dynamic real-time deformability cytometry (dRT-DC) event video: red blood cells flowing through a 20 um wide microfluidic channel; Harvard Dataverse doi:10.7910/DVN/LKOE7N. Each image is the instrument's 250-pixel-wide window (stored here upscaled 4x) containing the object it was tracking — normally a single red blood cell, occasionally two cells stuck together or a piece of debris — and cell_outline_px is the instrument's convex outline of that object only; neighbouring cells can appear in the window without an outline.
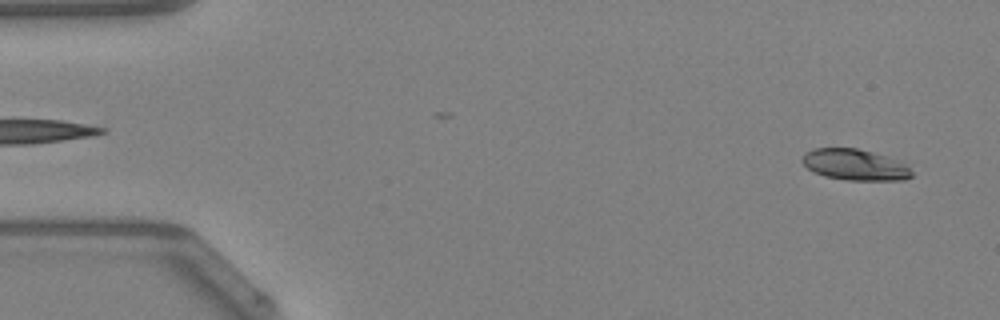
{"species": "Egyptian fruit bat (a non-hibernating species)", "species_latin": "Rousettus aegyptiacus", "temperature_condition": "warm", "stored_images_in_passage": 48, "camera_frame_rate_fps": 3000, "um_per_image_px": 0.085, "animal": {"sex": "female"}, "frame": {"image": 1, "passage_image": 3, "time_ms": 0.667, "image_size_px": [1000, 320], "cell_outline_px": [[912, 176], [904, 180], [848, 180], [824, 176], [808, 168], [800, 160], [804, 152], [816, 148], [856, 148], [888, 156], [908, 164], [912, 172]], "centroid_in_image_um": [72.69, 14.0], "position_along_channel_um": 12.3, "area_um2": 19.94}}
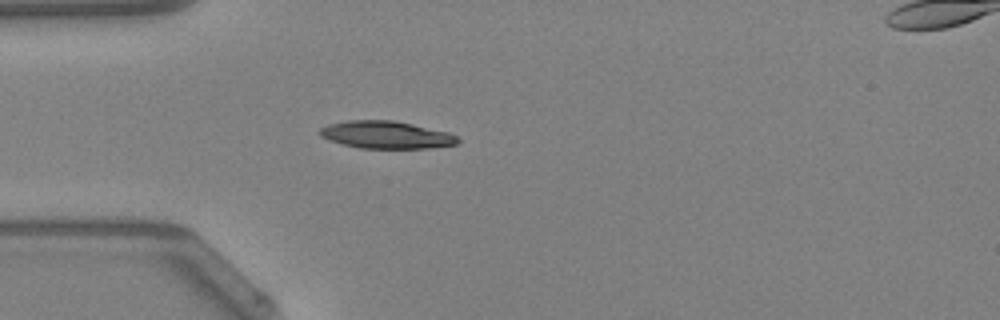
{"frame": {"image": 2, "passage_image": 14, "time_ms": 4.333, "image_size_px": [1000, 320], "cell_outline_px": [[460, 140], [456, 144], [428, 148], [360, 148], [344, 144], [320, 136], [320, 128], [328, 124], [348, 120], [392, 120], [412, 124], [448, 132], [456, 136]], "centroid_in_image_um": [32.83, 11.45], "position_along_channel_um": 52.2, "area_um2": 21.79}}
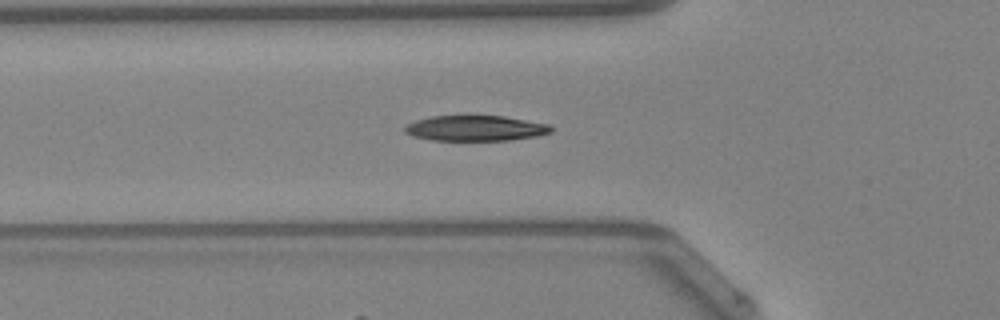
{"frame": {"image": 3, "passage_image": 17, "time_ms": 5.333, "image_size_px": [1000, 320], "cell_outline_px": [[552, 132], [536, 136], [508, 140], [432, 140], [412, 136], [404, 132], [404, 128], [408, 124], [416, 120], [432, 116], [504, 116], [548, 124], [552, 128]], "centroid_in_image_um": [40.4, 10.9], "position_along_channel_um": 85.4, "area_um2": 21.5}, "authors_computed_cell_mechanics": {"area_um2": 21.5594, "velocity_mm_per_s": 4.2798, "shape_relaxation_time_tau1_ms": 3.6054, "shape_relaxation_time_tau2_ms": 5.4034, "deformation_change_tau1": 0.1613, "deformation_change_tau2": 0.0968}}